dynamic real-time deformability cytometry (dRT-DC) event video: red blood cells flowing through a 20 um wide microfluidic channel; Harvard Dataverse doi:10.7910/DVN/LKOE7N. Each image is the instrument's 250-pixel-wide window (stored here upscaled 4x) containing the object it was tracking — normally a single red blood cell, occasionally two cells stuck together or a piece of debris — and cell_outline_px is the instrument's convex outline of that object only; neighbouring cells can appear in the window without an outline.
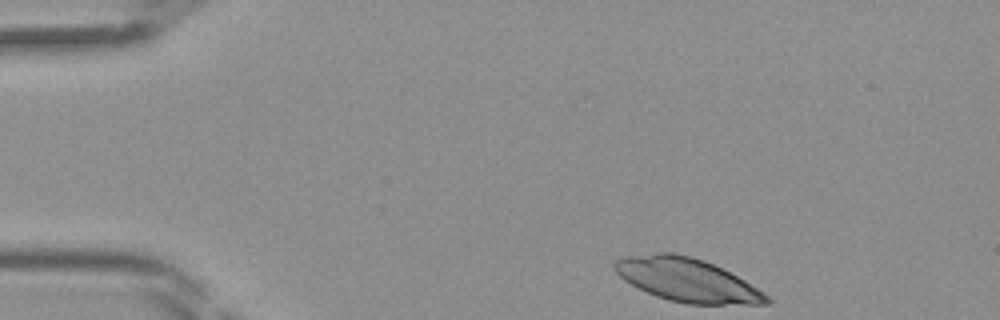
{"species": "Egyptian fruit bat (a non-hibernating species)", "species_latin": "Rousettus aegyptiacus", "temperature_condition": "room temperature", "stored_images_in_passage": 34, "camera_frame_rate_fps": 3000, "um_per_image_px": 0.085, "frame": {"image": 1, "passage_image": 1, "time_ms": 0.0, "image_size_px": [1000, 320], "cell_outline_px": [[772, 300], [768, 304], [688, 304], [668, 300], [656, 296], [624, 280], [612, 268], [612, 264], [616, 260], [624, 256], [656, 252], [672, 252], [692, 256], [704, 260], [744, 280], [764, 292]], "centroid_in_image_um": [58.37, 23.78], "position_along_channel_um": 26.6, "area_um2": 38.38}}